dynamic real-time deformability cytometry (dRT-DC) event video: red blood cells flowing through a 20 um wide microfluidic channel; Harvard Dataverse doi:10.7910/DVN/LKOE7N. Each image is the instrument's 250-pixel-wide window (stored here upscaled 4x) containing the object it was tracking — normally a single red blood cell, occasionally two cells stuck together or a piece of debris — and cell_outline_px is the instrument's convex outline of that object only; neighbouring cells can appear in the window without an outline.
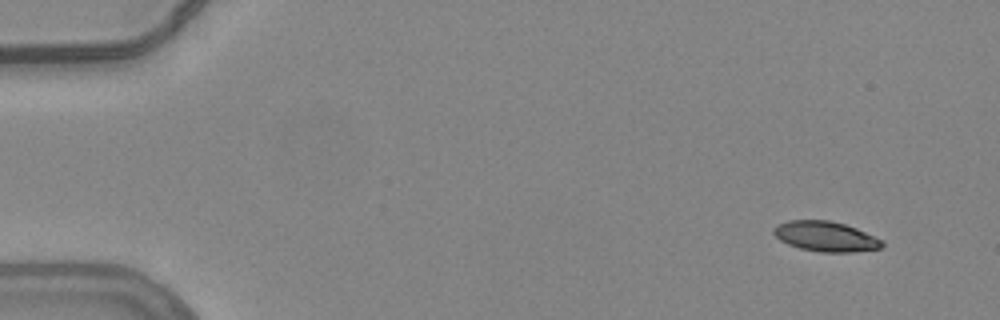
{"species": "common noctule bat (a hibernating species)", "species_latin": "Nyctalus noctula", "temperature_condition": "warm", "stored_images_in_passage": 8, "camera_frame_rate_fps": 3000, "um_per_image_px": 0.085, "animal": {"sex": "female", "body_mass_g": 24.6, "forearm_length_mm": 56.2}, "frame": {"image": 1, "passage_image": 1, "time_ms": 0.0, "image_size_px": [1000, 320], "cell_outline_px": [[884, 244], [880, 248], [852, 252], [820, 252], [800, 248], [788, 244], [780, 240], [772, 232], [772, 228], [776, 224], [788, 220], [828, 220], [844, 224], [856, 228], [884, 240]], "centroid_in_image_um": [70.16, 20.09], "position_along_channel_um": 14.8, "area_um2": 19.07}}